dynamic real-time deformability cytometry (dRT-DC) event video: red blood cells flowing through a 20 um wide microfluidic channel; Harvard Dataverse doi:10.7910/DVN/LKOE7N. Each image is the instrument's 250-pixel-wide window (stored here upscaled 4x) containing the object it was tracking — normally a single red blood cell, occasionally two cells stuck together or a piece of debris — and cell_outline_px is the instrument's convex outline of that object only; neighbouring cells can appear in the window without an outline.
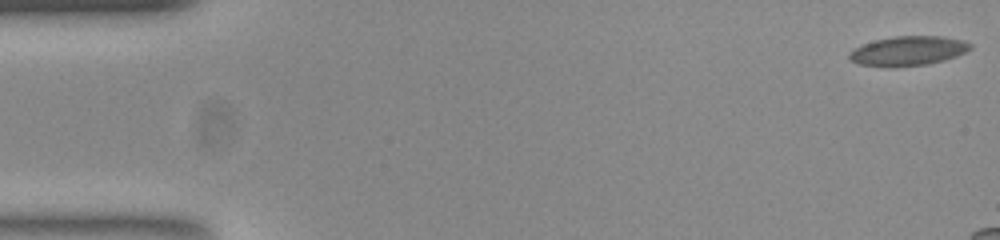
{"species": "common noctule bat (a hibernating species)", "species_latin": "Nyctalus noctula", "temperature_condition": "room temperature", "stored_images_in_passage": 16, "camera_frame_rate_fps": 3000, "um_per_image_px": 0.085, "animal": {"sex": "female", "body_mass_g": 23.0, "forearm_length_mm": 53.4}, "frame": {"image": 1, "passage_image": 1, "time_ms": 0.0, "image_size_px": [1000, 240], "cell_outline_px": [[972, 48], [956, 56], [924, 64], [860, 64], [852, 60], [848, 56], [860, 44], [876, 40], [896, 36], [940, 36], [960, 40], [972, 44]], "centroid_in_image_um": [77.23, 4.27], "position_along_channel_um": 7.8, "area_um2": 19.48}}
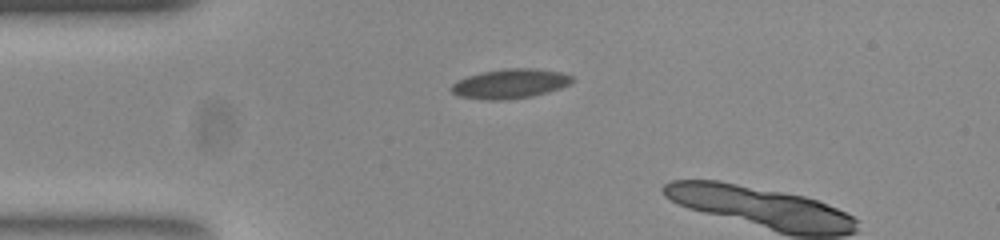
{"frame": {"image": 2, "passage_image": 13, "time_ms": 4.0, "image_size_px": [1000, 240], "cell_outline_px": [[572, 80], [568, 84], [560, 88], [548, 92], [532, 96], [504, 100], [488, 100], [460, 96], [452, 92], [448, 88], [456, 80], [480, 72], [504, 68], [536, 68], [560, 72], [572, 76]], "centroid_in_image_um": [43.31, 7.11], "position_along_channel_um": 41.7, "area_um2": 20.81}}